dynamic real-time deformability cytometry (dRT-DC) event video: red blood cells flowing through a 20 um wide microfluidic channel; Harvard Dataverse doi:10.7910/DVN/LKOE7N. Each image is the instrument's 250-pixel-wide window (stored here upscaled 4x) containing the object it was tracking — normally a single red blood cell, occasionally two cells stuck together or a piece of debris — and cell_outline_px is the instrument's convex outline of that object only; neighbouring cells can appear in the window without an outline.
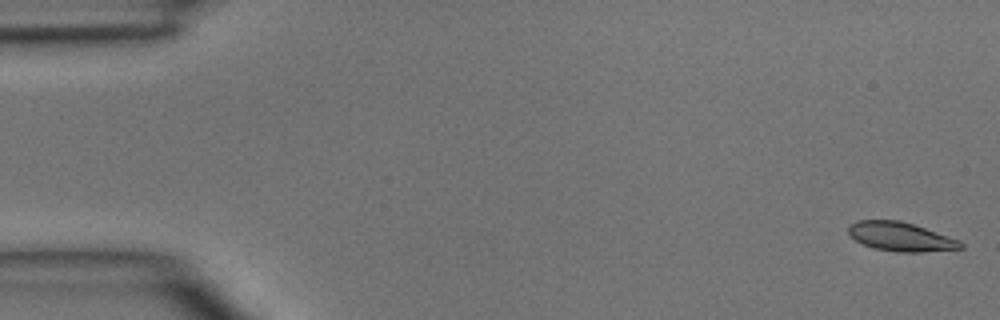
{"species": "common noctule bat (a hibernating species)", "species_latin": "Nyctalus noctula", "temperature_condition": "room temperature", "stored_images_in_passage": 6, "camera_frame_rate_fps": 3000, "um_per_image_px": 0.085, "animal": {"sex": "male", "body_mass_g": 15.6}, "frame": {"image": 1, "passage_image": 1, "time_ms": 0.0, "image_size_px": [1000, 320], "cell_outline_px": [[964, 248], [920, 252], [896, 252], [872, 248], [856, 240], [848, 232], [848, 224], [856, 220], [900, 220], [960, 240], [964, 244]], "centroid_in_image_um": [76.54, 20.12], "position_along_channel_um": 8.5, "area_um2": 18.9}}
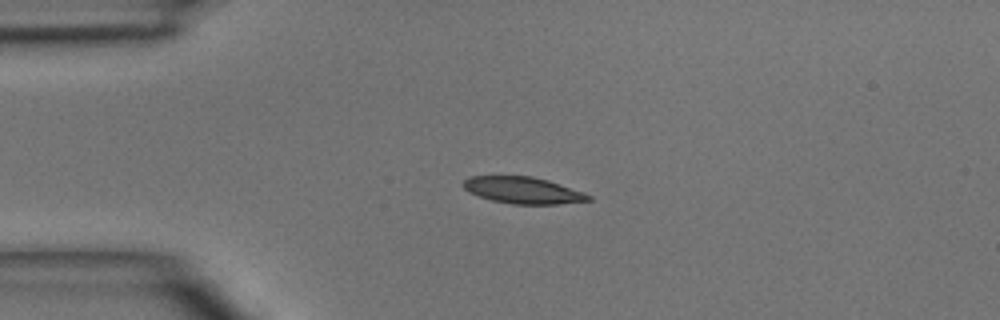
{"frame": {"image": 2, "passage_image": 4, "time_ms": 3.333, "image_size_px": [1000, 320], "cell_outline_px": [[592, 200], [556, 204], [512, 204], [492, 200], [468, 192], [460, 184], [468, 176], [532, 176], [548, 180], [584, 192], [592, 196]], "centroid_in_image_um": [44.43, 16.17], "position_along_channel_um": 40.6, "area_um2": 19.48}}